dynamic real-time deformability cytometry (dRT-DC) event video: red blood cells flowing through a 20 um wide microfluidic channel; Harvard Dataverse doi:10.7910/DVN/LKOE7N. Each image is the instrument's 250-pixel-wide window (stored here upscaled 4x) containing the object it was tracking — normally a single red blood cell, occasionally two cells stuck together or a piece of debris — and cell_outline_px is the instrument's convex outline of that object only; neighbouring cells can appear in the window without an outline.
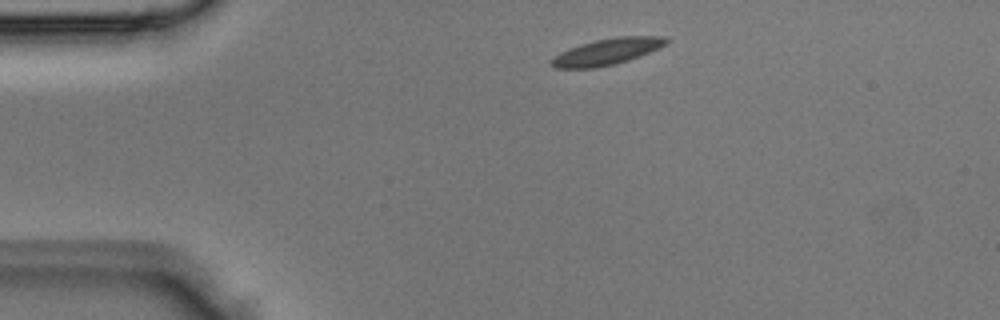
{"species": "Egyptian fruit bat (a non-hibernating species)", "species_latin": "Rousettus aegyptiacus", "temperature_condition": "room temperature", "stored_images_in_passage": 1, "camera_frame_rate_fps": 3000, "um_per_image_px": 0.085, "animal": {"sex": "male"}, "frame": {"image": 1, "passage_image": 1, "time_ms": 0.0, "image_size_px": [1000, 320], "cell_outline_px": [[668, 44], [640, 56], [616, 64], [596, 68], [556, 68], [548, 64], [548, 60], [560, 52], [568, 48], [580, 44], [596, 40], [616, 36], [664, 36], [668, 40]], "centroid_in_image_um": [51.56, 4.39], "position_along_channel_um": 33.4, "area_um2": 17.86}}